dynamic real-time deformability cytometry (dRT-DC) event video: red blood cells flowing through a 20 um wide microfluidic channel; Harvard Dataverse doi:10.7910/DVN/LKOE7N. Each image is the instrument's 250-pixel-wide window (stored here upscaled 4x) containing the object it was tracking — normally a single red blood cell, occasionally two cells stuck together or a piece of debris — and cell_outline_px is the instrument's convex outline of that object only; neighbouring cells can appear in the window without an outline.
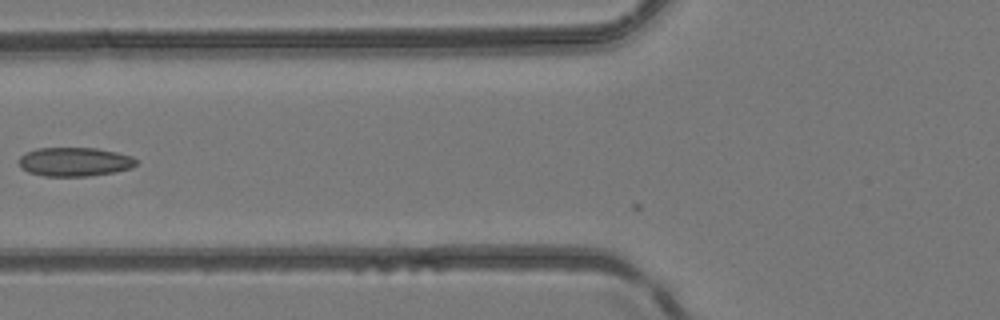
{"species": "common noctule bat (a hibernating species)", "species_latin": "Nyctalus noctula", "temperature_condition": "room temperature", "stored_images_in_passage": 3, "camera_frame_rate_fps": 3000, "um_per_image_px": 0.085, "animal": {"sex": "female", "body_mass_g": 24.6, "forearm_length_mm": 56.2}, "frame": {"image": 1, "passage_image": 2, "time_ms": 0.333, "image_size_px": [1000, 320], "cell_outline_px": [[136, 164], [132, 168], [116, 172], [88, 176], [44, 176], [28, 172], [20, 168], [20, 156], [24, 152], [36, 148], [96, 148], [116, 152], [132, 156], [136, 160]], "centroid_in_image_um": [6.33, 13.75], "position_along_channel_um": 119.5, "area_um2": 19.88}}